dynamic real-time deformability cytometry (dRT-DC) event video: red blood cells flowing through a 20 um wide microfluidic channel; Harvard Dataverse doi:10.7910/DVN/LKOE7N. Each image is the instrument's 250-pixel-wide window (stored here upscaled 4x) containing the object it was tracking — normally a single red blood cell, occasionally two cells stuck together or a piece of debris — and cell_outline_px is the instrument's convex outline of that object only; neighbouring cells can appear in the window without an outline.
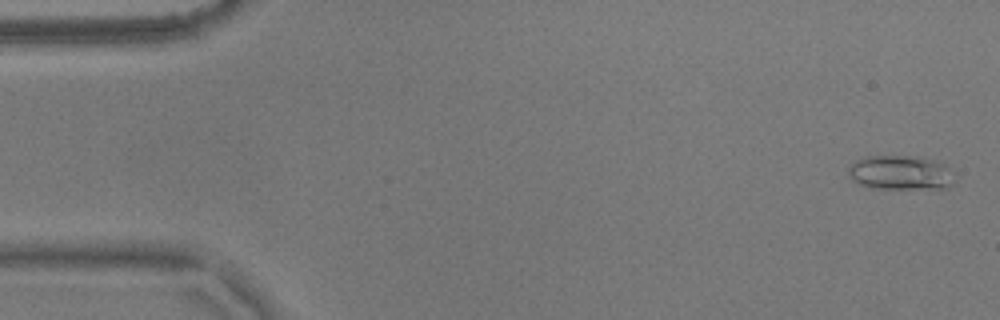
{"species": "common noctule bat (a hibernating species)", "species_latin": "Nyctalus noctula", "temperature_condition": "warm", "stored_images_in_passage": 45, "camera_frame_rate_fps": 3000, "um_per_image_px": 0.085, "animal": {"sex": "male", "body_mass_g": 17.9}, "frame": {"image": 1, "passage_image": 2, "time_ms": 0.333, "image_size_px": [1000, 320], "cell_outline_px": [[952, 184], [948, 188], [868, 188], [852, 180], [848, 176], [848, 168], [856, 160], [864, 156], [920, 156], [944, 164], [948, 168]], "centroid_in_image_um": [76.46, 14.67], "position_along_channel_um": 8.5, "area_um2": 21.1}}
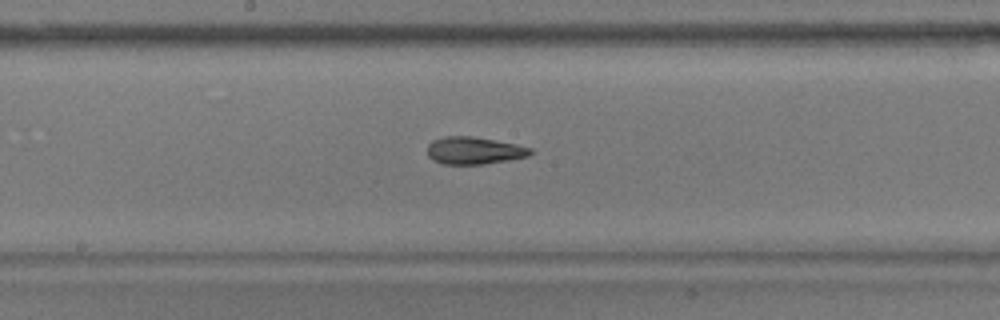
{"frame": {"image": 2, "passage_image": 29, "time_ms": 9.333, "image_size_px": [1000, 320], "cell_outline_px": [[532, 152], [528, 156], [508, 160], [484, 164], [444, 164], [432, 160], [428, 156], [428, 144], [432, 140], [444, 136], [472, 136], [516, 144], [532, 148]], "centroid_in_image_um": [40.28, 12.79], "position_along_channel_um": 207.9, "area_um2": 16.42}}
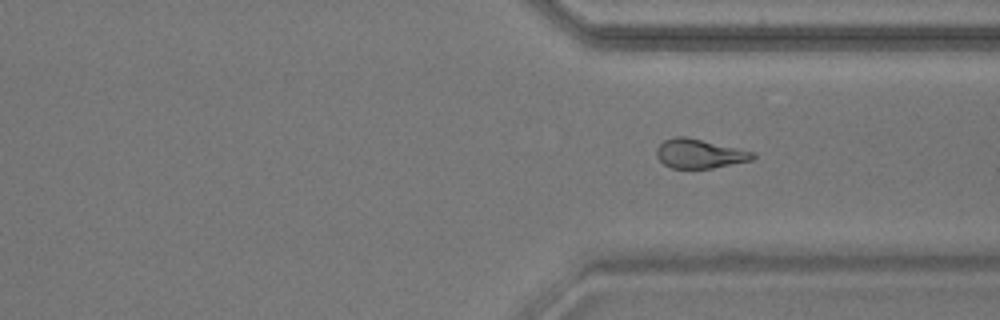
{"frame": {"image": 3, "passage_image": 41, "time_ms": 13.333, "image_size_px": [1000, 320], "cell_outline_px": [[756, 156], [752, 160], [712, 168], [672, 168], [664, 164], [656, 156], [656, 148], [664, 140], [676, 136], [684, 136], [736, 148], [752, 152]], "centroid_in_image_um": [59.41, 13.07], "position_along_channel_um": 352.0, "area_um2": 16.07}, "authors_computed_cell_mechanics": {"area_um2": 16.473, "velocity_mm_per_s": 3.5981, "shape_relaxation_time_tau1_ms": 7.4697, "shape_relaxation_time_tau2_ms": 3.0846, "deformation_change_tau1": 0.1841, "deformation_change_tau2": 0.1224}}